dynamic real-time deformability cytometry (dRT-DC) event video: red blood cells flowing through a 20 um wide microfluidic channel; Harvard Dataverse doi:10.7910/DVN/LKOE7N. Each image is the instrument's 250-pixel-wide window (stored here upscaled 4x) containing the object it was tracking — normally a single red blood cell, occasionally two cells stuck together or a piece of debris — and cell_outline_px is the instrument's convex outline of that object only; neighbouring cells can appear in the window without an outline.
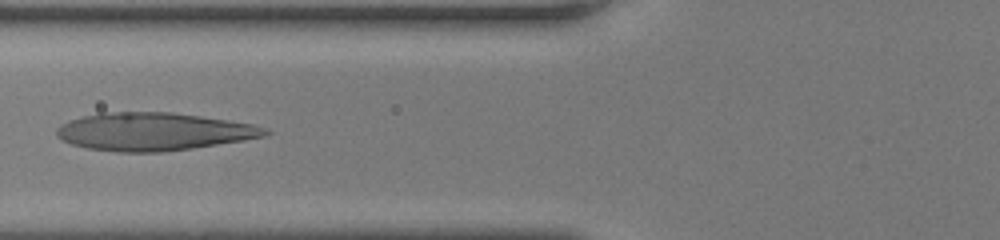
{"species": "human", "species_latin": "Homo sapiens", "temperature_condition": "room temperature", "stored_images_in_passage": 43, "camera_frame_rate_fps": 3000, "um_per_image_px": 0.085, "donor": {"sex": "female"}, "frame": {"image": 1, "passage_image": 14, "time_ms": 4.333, "image_size_px": [1000, 240], "cell_outline_px": [[272, 132], [264, 136], [244, 140], [192, 148], [160, 152], [116, 152], [88, 148], [72, 144], [56, 136], [56, 128], [60, 124], [68, 120], [100, 112], [172, 112], [200, 116], [252, 124], [264, 128]], "centroid_in_image_um": [13.01, 11.18], "position_along_channel_um": 112.8, "area_um2": 45.84}}
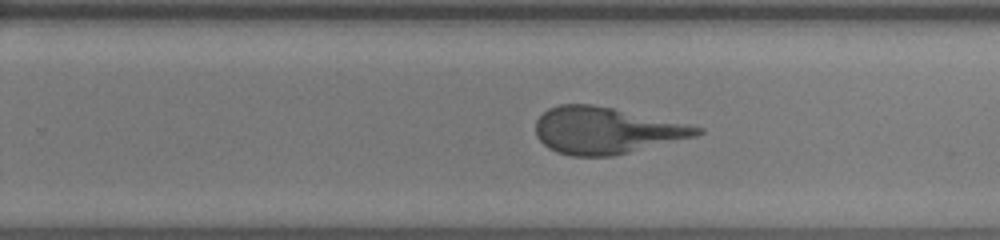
{"frame": {"image": 2, "passage_image": 26, "time_ms": 8.333, "image_size_px": [1000, 240], "cell_outline_px": [[704, 132], [696, 136], [612, 156], [572, 156], [556, 152], [548, 148], [536, 136], [536, 120], [548, 108], [560, 104], [592, 104], [612, 108], [688, 124], [704, 128]], "centroid_in_image_um": [51.48, 11.09], "position_along_channel_um": 278.3, "area_um2": 43.52}}
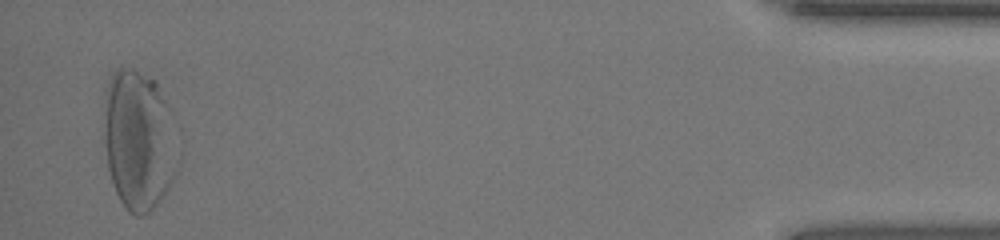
{"frame": {"image": 3, "passage_image": 42, "time_ms": 13.667, "image_size_px": [1000, 240], "cell_outline_px": [[172, 176], [164, 192], [156, 204], [144, 216], [136, 216], [128, 212], [124, 208], [116, 192], [108, 168], [108, 96], [112, 76], [116, 72], [124, 68], [132, 68], [156, 80], [168, 108], [172, 172]], "centroid_in_image_um": [11.75, 11.96], "position_along_channel_um": 423.5, "area_um2": 55.55}, "authors_computed_cell_mechanics": {"area_um2": 44.7372, "velocity_mm_per_s": 4.1407, "shape_relaxation_time_tau1_ms": null, "shape_relaxation_time_tau2_ms": 1.0859, "deformation_change_tau1": null, "deformation_change_tau2": 0.1033}}